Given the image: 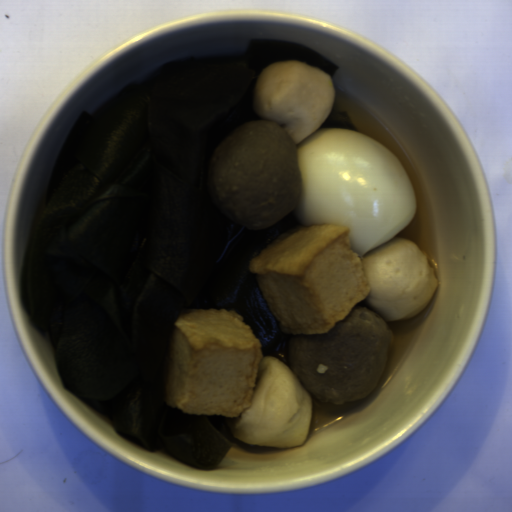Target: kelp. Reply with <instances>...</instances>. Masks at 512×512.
I'll return each instance as SVG.
<instances>
[{
  "mask_svg": "<svg viewBox=\"0 0 512 512\" xmlns=\"http://www.w3.org/2000/svg\"><path fill=\"white\" fill-rule=\"evenodd\" d=\"M323 128H347L358 132L353 118L347 111L331 110L319 130Z\"/></svg>",
  "mask_w": 512,
  "mask_h": 512,
  "instance_id": "cf089659",
  "label": "kelp"
},
{
  "mask_svg": "<svg viewBox=\"0 0 512 512\" xmlns=\"http://www.w3.org/2000/svg\"><path fill=\"white\" fill-rule=\"evenodd\" d=\"M285 59L331 80L337 69L303 42L255 39L161 66L85 112L52 166L20 270L24 314L67 392L119 437L200 470L218 466L236 438L223 416L164 400L180 312L234 310L262 356L289 368L293 335L280 330L248 262L307 225L295 205L265 229L240 226L208 189L221 141L262 121L252 103L259 75Z\"/></svg>",
  "mask_w": 512,
  "mask_h": 512,
  "instance_id": "99668d17",
  "label": "kelp"
}]
</instances>
